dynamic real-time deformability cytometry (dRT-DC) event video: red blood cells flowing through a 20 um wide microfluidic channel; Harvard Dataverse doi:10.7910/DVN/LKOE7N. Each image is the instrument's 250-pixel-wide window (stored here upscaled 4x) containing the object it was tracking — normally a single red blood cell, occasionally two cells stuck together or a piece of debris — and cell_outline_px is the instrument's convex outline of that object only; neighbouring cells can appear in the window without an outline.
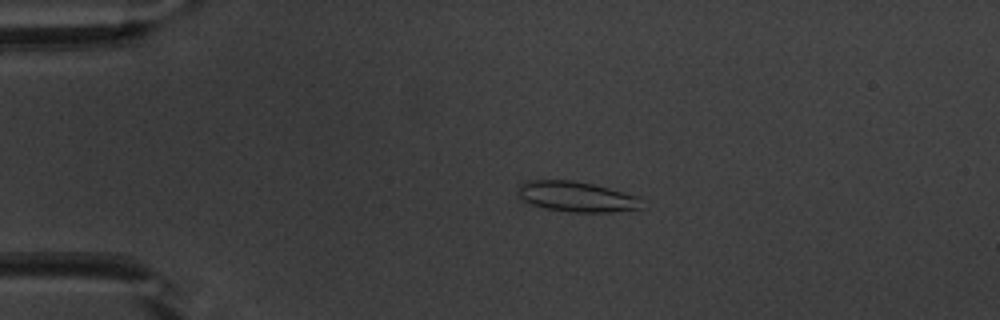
{"species": "common noctule bat (a hibernating species)", "species_latin": "Nyctalus noctula", "temperature_condition": "warm", "stored_images_in_passage": 46, "camera_frame_rate_fps": 3000, "um_per_image_px": 0.085, "animal": {"sex": "male", "body_mass_g": 20.1, "forearm_length_mm": 53.5}, "frame": {"image": 1, "passage_image": 6, "time_ms": 1.667, "image_size_px": [1000, 320], "cell_outline_px": [[644, 208], [612, 212], [568, 212], [544, 208], [532, 204], [524, 200], [516, 192], [520, 184], [528, 180], [572, 180], [596, 184], [640, 196]], "centroid_in_image_um": [49.06, 16.71], "position_along_channel_um": 35.9, "area_um2": 22.25}}
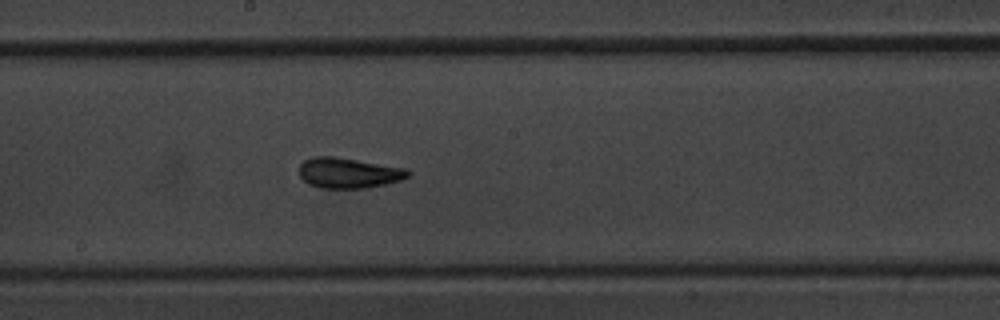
{"frame": {"image": 2, "passage_image": 23, "time_ms": 7.333, "image_size_px": [1000, 320], "cell_outline_px": [[412, 172], [408, 176], [400, 180], [388, 184], [364, 188], [320, 188], [308, 184], [300, 176], [300, 164], [304, 160], [312, 156], [332, 156], [408, 168]], "centroid_in_image_um": [29.64, 14.7], "position_along_channel_um": 218.6, "area_um2": 19.42}}
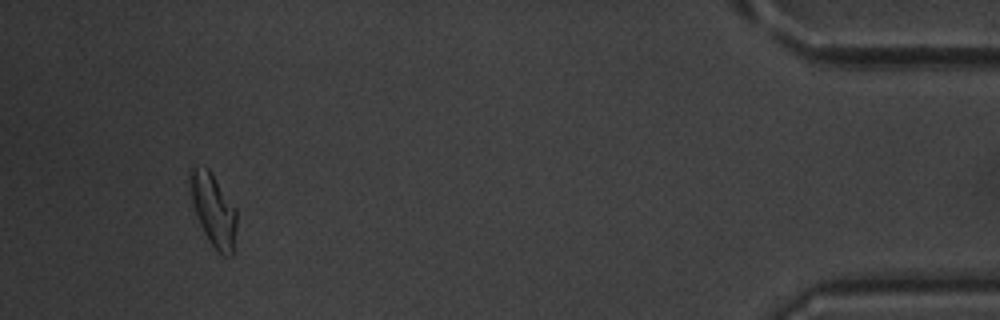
{"frame": {"image": 3, "passage_image": 43, "time_ms": 14.0, "image_size_px": [1000, 320], "cell_outline_px": [[236, 228], [232, 256], [224, 256], [216, 252], [208, 240], [200, 224], [192, 204], [188, 180], [188, 172], [192, 168], [208, 168], [236, 208]], "centroid_in_image_um": [18.13, 17.87], "position_along_channel_um": 417.1, "area_um2": 19.65}, "authors_computed_cell_mechanics": {"area_um2": 19.1896, "velocity_mm_per_s": 3.9653, "shape_relaxation_time_tau1_ms": 4.5758, "shape_relaxation_time_tau2_ms": 1.6171, "deformation_change_tau1": 0.1445, "deformation_change_tau2": 0.0766}}